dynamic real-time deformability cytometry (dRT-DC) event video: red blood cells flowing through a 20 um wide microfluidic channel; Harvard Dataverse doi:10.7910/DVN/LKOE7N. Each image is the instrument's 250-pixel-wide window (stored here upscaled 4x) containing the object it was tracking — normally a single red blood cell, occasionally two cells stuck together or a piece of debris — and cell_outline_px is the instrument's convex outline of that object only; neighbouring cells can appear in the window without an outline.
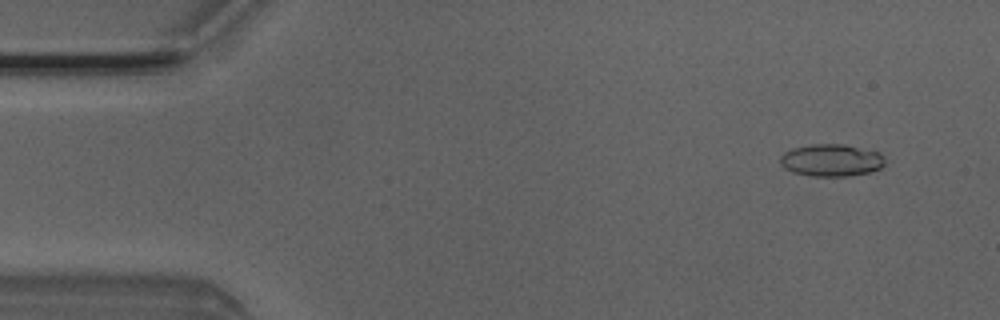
{"species": "Egyptian fruit bat (a non-hibernating species)", "species_latin": "Rousettus aegyptiacus", "temperature_condition": "room temperature", "stored_images_in_passage": 5, "camera_frame_rate_fps": 3000, "um_per_image_px": 0.085, "animal": {"sex": "male"}, "frame": {"image": 1, "passage_image": 2, "time_ms": 0.333, "image_size_px": [1000, 320], "cell_outline_px": [[884, 164], [880, 168], [868, 172], [848, 176], [812, 176], [792, 172], [784, 168], [780, 164], [780, 156], [784, 152], [792, 148], [812, 144], [844, 144], [880, 152], [884, 156]], "centroid_in_image_um": [70.64, 13.61], "position_along_channel_um": 14.4, "area_um2": 19.77}}